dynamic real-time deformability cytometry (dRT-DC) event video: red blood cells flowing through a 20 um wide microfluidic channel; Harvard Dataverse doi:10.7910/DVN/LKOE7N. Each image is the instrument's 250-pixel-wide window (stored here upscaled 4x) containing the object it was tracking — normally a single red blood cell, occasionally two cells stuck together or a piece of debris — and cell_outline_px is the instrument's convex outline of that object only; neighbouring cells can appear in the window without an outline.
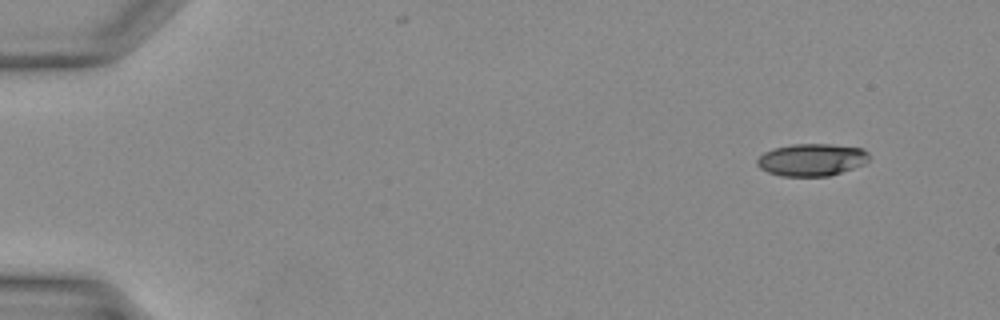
{"species": "Egyptian fruit bat (a non-hibernating species)", "species_latin": "Rousettus aegyptiacus", "temperature_condition": "warm", "stored_images_in_passage": 7, "camera_frame_rate_fps": 3000, "um_per_image_px": 0.085, "animal": {"sex": "female"}, "frame": {"image": 1, "passage_image": 1, "time_ms": 0.0, "image_size_px": [1000, 320], "cell_outline_px": [[868, 160], [864, 164], [828, 176], [780, 176], [768, 172], [760, 168], [756, 164], [756, 160], [764, 152], [776, 148], [792, 144], [828, 144], [860, 148], [868, 152]], "centroid_in_image_um": [68.96, 13.58], "position_along_channel_um": 16.0, "area_um2": 20.87}}